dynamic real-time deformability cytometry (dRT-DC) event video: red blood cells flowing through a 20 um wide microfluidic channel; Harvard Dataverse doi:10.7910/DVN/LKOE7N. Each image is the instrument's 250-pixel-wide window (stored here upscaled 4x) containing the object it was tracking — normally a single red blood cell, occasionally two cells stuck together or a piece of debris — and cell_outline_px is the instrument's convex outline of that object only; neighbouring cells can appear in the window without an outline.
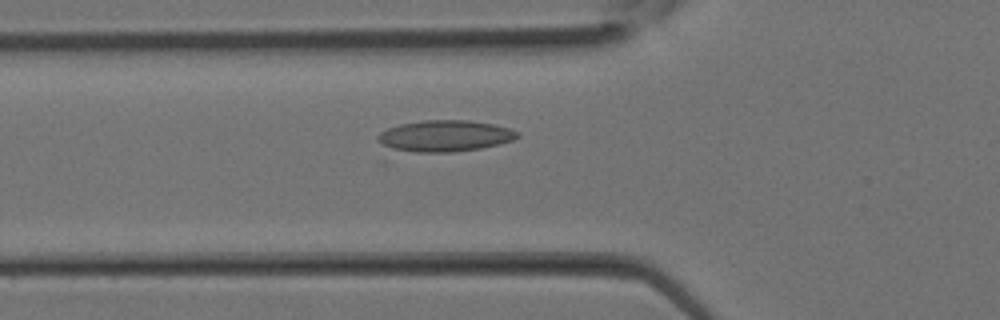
{"species": "Egyptian fruit bat (a non-hibernating species)", "species_latin": "Rousettus aegyptiacus", "temperature_condition": "room temperature", "stored_images_in_passage": 17, "camera_frame_rate_fps": 3000, "um_per_image_px": 0.085, "animal": {"sex": "female"}, "frame": {"image": 1, "passage_image": 11, "time_ms": 3.333, "image_size_px": [1000, 320], "cell_outline_px": [[520, 136], [512, 140], [480, 148], [388, 164], [380, 164], [376, 140], [376, 136], [380, 132], [388, 128], [400, 124], [424, 120], [468, 120], [492, 124], [508, 128], [520, 132]], "centroid_in_image_um": [37.21, 11.81], "position_along_channel_um": 88.6, "area_um2": 30.23}}
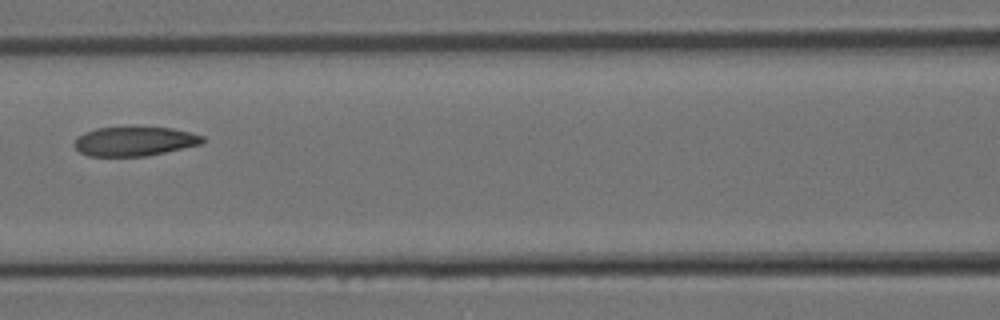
{"frame": {"image": 2, "passage_image": 14, "time_ms": 4.333, "image_size_px": [1000, 320], "cell_outline_px": [[204, 140], [200, 144], [148, 156], [88, 156], [80, 152], [72, 144], [76, 136], [84, 132], [96, 128], [132, 124], [172, 128], [204, 136]], "centroid_in_image_um": [11.37, 11.96], "position_along_channel_um": 155.2, "area_um2": 22.77}}
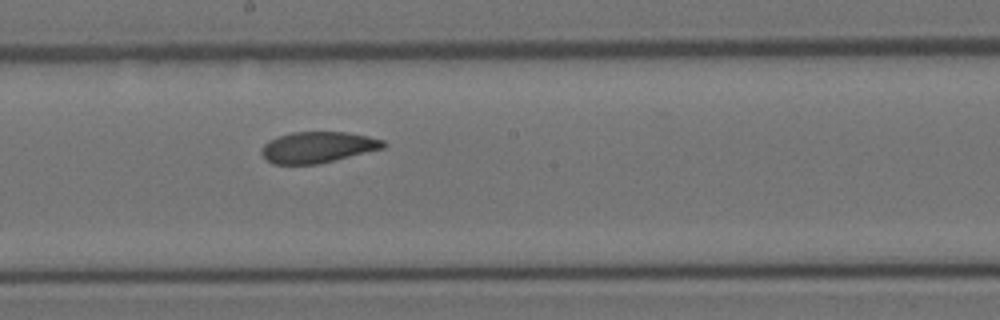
{"frame": {"image": 3, "passage_image": 17, "time_ms": 5.333, "image_size_px": [1000, 320], "cell_outline_px": [[388, 144], [384, 148], [320, 164], [272, 164], [260, 152], [260, 148], [268, 140], [276, 136], [292, 132], [348, 132], [368, 136], [384, 140]], "centroid_in_image_um": [27.01, 12.51], "position_along_channel_um": 221.2, "area_um2": 22.31}}